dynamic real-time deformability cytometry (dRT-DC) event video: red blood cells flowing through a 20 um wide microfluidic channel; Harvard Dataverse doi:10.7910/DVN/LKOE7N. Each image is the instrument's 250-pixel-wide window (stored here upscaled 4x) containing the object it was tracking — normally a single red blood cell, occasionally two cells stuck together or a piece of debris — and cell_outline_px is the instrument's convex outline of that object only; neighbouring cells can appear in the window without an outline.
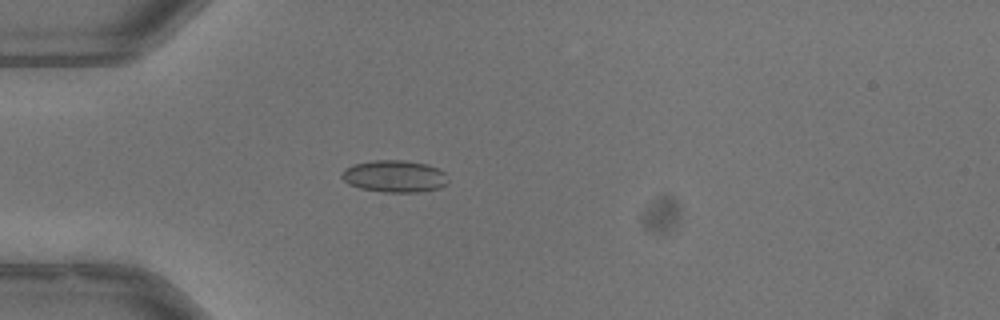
{"species": "common noctule bat (a hibernating species)", "species_latin": "Nyctalus noctula", "temperature_condition": "warm", "stored_images_in_passage": 3, "camera_frame_rate_fps": 3000, "um_per_image_px": 0.085, "animal": {"sex": "male", "body_mass_g": 13.3}, "frame": {"image": 1, "passage_image": 1, "time_ms": 0.0, "image_size_px": [1000, 320], "cell_outline_px": [[444, 184], [436, 188], [416, 192], [388, 192], [360, 188], [344, 180], [340, 176], [352, 164], [372, 160], [404, 160], [428, 164], [444, 172]], "centroid_in_image_um": [33.49, 14.96], "position_along_channel_um": 51.5, "area_um2": 19.25}}